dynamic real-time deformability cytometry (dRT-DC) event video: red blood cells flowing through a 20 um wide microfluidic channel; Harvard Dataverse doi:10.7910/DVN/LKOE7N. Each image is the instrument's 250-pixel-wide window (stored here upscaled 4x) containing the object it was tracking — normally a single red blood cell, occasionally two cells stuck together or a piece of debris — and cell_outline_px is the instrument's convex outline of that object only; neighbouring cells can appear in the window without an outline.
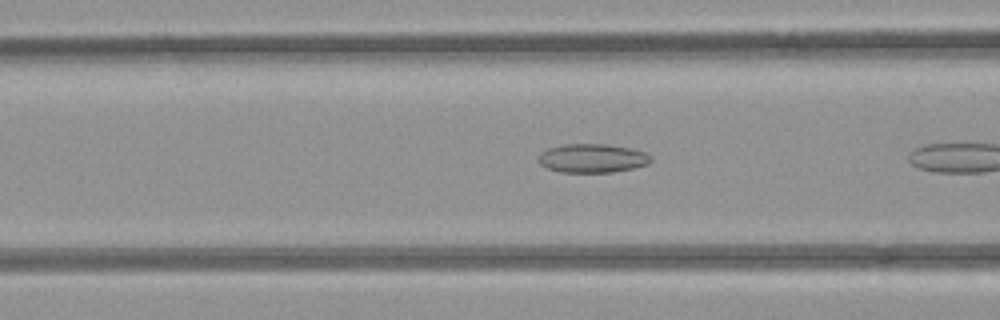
{"species": "common noctule bat (a hibernating species)", "species_latin": "Nyctalus noctula", "temperature_condition": "room temperature", "stored_images_in_passage": 6, "camera_frame_rate_fps": 3000, "um_per_image_px": 0.085, "animal": {"sex": "female", "body_mass_g": 21.9}, "frame": {"image": 1, "passage_image": 5, "time_ms": 1.333, "image_size_px": [1000, 320], "cell_outline_px": [[652, 160], [648, 164], [636, 168], [612, 172], [560, 172], [548, 168], [540, 164], [536, 160], [540, 152], [548, 148], [564, 144], [608, 144], [628, 148], [644, 152], [652, 156]], "centroid_in_image_um": [50.33, 13.45], "position_along_channel_um": 116.3, "area_um2": 19.02}}